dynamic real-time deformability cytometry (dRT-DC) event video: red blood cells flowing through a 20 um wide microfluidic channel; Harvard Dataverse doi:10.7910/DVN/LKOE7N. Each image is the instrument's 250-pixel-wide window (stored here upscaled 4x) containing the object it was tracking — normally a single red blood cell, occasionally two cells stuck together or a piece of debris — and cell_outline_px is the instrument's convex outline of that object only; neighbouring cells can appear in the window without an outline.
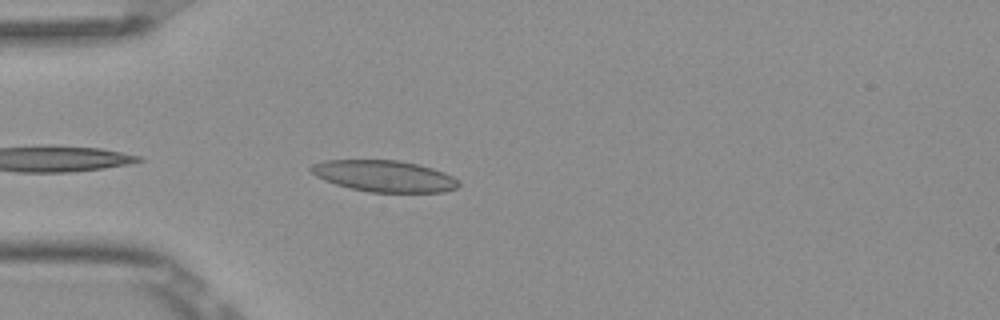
{"species": "Egyptian fruit bat (a non-hibernating species)", "species_latin": "Rousettus aegyptiacus", "temperature_condition": "room temperature", "stored_images_in_passage": 5, "camera_frame_rate_fps": 3000, "um_per_image_px": 0.085, "frame": {"image": 1, "passage_image": 5, "time_ms": 1.333, "image_size_px": [1000, 320], "cell_outline_px": [[460, 184], [456, 188], [444, 192], [368, 192], [336, 184], [324, 180], [316, 176], [308, 168], [312, 164], [324, 160], [400, 160], [420, 164], [444, 172], [452, 176]], "centroid_in_image_um": [32.65, 14.96], "position_along_channel_um": 52.3, "area_um2": 27.05}}